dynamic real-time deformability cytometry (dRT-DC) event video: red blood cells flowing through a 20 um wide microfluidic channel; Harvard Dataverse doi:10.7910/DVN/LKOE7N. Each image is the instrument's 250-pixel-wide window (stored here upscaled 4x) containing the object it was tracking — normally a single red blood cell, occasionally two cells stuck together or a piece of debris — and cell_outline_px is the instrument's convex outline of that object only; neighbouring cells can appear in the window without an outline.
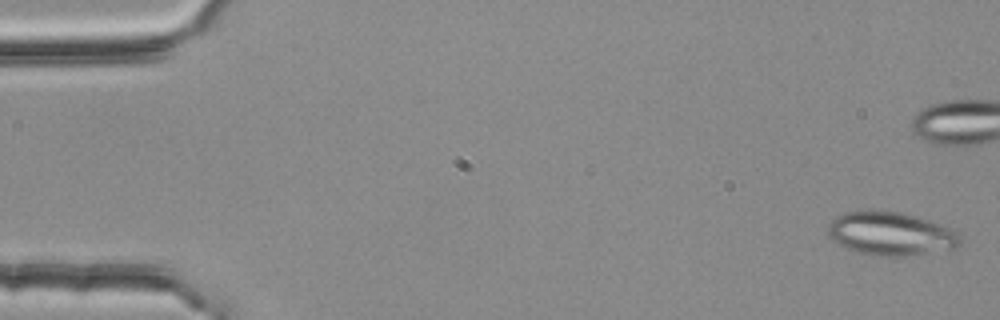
{"species": "common noctule bat (a hibernating species)", "species_latin": "Nyctalus noctula", "temperature_condition": "room temperature", "stored_images_in_passage": 4, "camera_frame_rate_fps": 3000, "um_per_image_px": 0.085, "animal": {"sex": "female", "body_mass_g": 25.1}, "frame": {"image": 1, "passage_image": 1, "time_ms": 0.0, "image_size_px": [1000, 320], "cell_outline_px": [[960, 244], [956, 248], [904, 256], [876, 256], [856, 252], [840, 244], [828, 232], [828, 224], [836, 216], [844, 212], [904, 212], [952, 228], [960, 232]], "centroid_in_image_um": [75.77, 19.88], "position_along_channel_um": 9.2, "area_um2": 33.0}}